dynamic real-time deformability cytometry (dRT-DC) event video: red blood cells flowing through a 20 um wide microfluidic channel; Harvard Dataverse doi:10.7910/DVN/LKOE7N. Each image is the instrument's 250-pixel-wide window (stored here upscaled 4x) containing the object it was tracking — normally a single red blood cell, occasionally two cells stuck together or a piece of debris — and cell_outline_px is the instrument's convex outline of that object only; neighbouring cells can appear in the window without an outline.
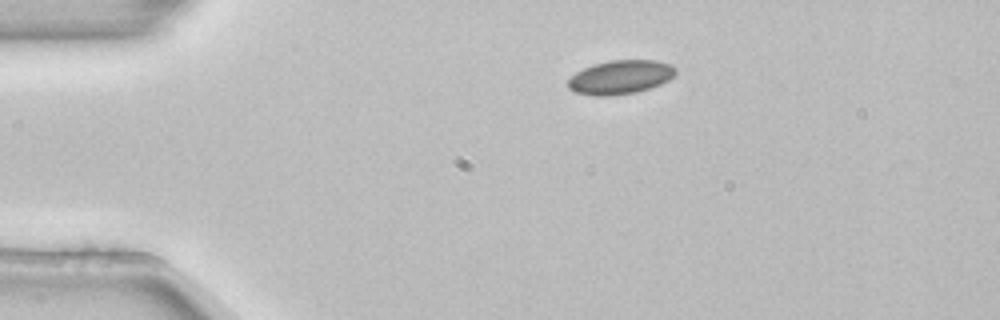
{"species": "common noctule bat (a hibernating species)", "species_latin": "Nyctalus noctula", "temperature_condition": "room temperature", "stored_images_in_passage": 1, "camera_frame_rate_fps": 3000, "um_per_image_px": 0.085, "animal": {"sex": "female", "body_mass_g": 22.7, "forearm_length_mm": 54.2}, "frame": {"image": 1, "passage_image": 1, "time_ms": 0.0, "image_size_px": [1000, 320], "cell_outline_px": [[676, 72], [668, 80], [660, 84], [636, 92], [608, 96], [596, 96], [576, 92], [568, 88], [568, 80], [576, 72], [592, 64], [608, 60], [656, 60], [672, 64], [676, 68]], "centroid_in_image_um": [52.73, 6.54], "position_along_channel_um": 32.3, "area_um2": 21.21}}